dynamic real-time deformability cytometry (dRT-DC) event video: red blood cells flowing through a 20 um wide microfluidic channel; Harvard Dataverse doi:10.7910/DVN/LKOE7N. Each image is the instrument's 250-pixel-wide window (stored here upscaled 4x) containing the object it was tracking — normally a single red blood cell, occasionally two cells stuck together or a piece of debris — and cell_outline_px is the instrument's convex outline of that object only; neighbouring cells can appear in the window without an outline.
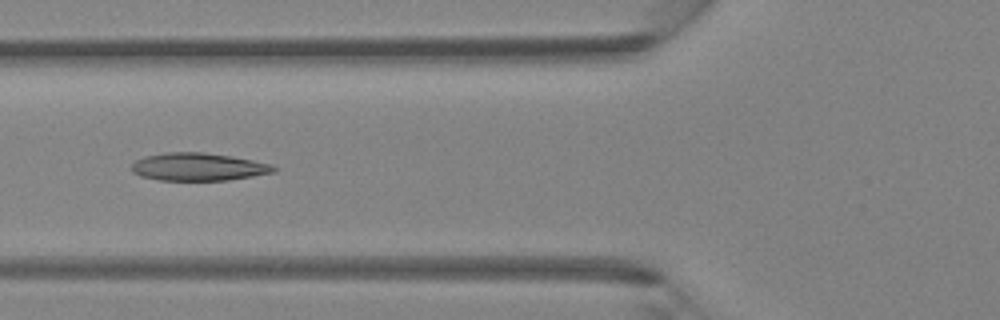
{"species": "Egyptian fruit bat (a non-hibernating species)", "species_latin": "Rousettus aegyptiacus", "temperature_condition": "room temperature", "stored_images_in_passage": 4, "camera_frame_rate_fps": 3000, "um_per_image_px": 0.085, "animal": {"sex": "female"}, "frame": {"image": 1, "passage_image": 4, "time_ms": 1.0, "image_size_px": [1000, 320], "cell_outline_px": [[276, 172], [228, 180], [160, 180], [140, 176], [132, 172], [132, 164], [136, 160], [144, 156], [164, 152], [204, 152], [232, 156], [272, 164], [276, 168]], "centroid_in_image_um": [16.85, 14.17], "position_along_channel_um": 109.0, "area_um2": 23.06}}